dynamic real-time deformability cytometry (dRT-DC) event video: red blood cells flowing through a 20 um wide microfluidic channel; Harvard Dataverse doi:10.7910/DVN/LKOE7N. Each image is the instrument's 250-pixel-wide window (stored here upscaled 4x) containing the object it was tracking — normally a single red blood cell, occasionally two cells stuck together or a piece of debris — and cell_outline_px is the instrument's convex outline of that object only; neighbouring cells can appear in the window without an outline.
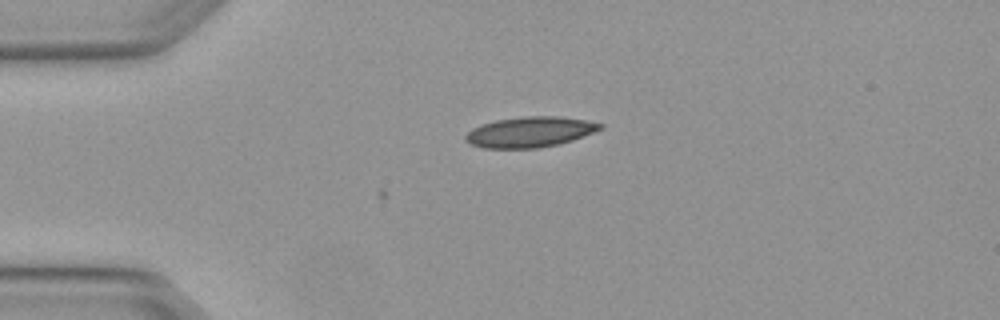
{"species": "Egyptian fruit bat (a non-hibernating species)", "species_latin": "Rousettus aegyptiacus", "temperature_condition": "warm", "stored_images_in_passage": 4, "camera_frame_rate_fps": 3000, "um_per_image_px": 0.085, "animal": {"sex": "female"}, "frame": {"image": 1, "passage_image": 4, "time_ms": 1.0, "image_size_px": [1000, 320], "cell_outline_px": [[604, 128], [572, 140], [556, 144], [536, 148], [484, 148], [472, 144], [464, 140], [464, 136], [472, 128], [496, 120], [524, 116], [560, 116], [584, 120], [604, 124]], "centroid_in_image_um": [45.04, 11.21], "position_along_channel_um": 40.0, "area_um2": 23.7}}